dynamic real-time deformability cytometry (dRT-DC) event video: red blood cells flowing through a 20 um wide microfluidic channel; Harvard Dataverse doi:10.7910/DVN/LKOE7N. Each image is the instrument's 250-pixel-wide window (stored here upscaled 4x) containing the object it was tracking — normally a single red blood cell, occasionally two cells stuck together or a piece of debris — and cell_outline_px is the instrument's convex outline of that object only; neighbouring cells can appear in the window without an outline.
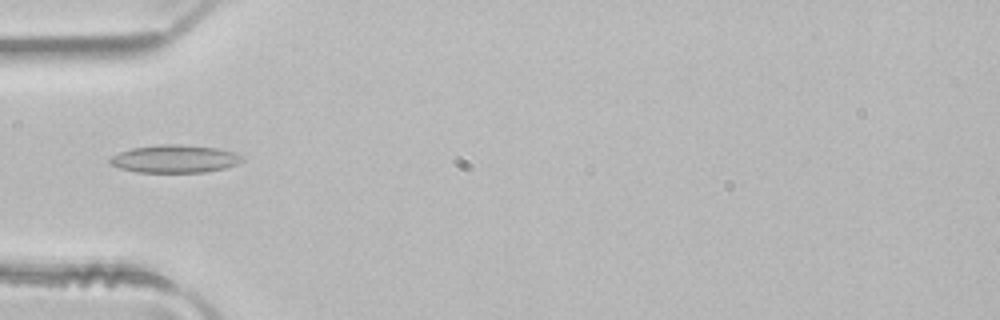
{"species": "common noctule bat (a hibernating species)", "species_latin": "Nyctalus noctula", "temperature_condition": "room temperature", "stored_images_in_passage": 4, "camera_frame_rate_fps": 3000, "um_per_image_px": 0.085, "animal": {"sex": "male", "body_mass_g": 21.5, "forearm_length_mm": 52.0}, "frame": {"image": 1, "passage_image": 4, "time_ms": 1.0, "image_size_px": [1000, 320], "cell_outline_px": [[244, 160], [236, 164], [224, 168], [204, 172], [136, 172], [120, 168], [112, 164], [108, 160], [112, 156], [120, 152], [132, 148], [160, 144], [180, 144], [216, 148], [236, 152], [244, 156]], "centroid_in_image_um": [14.88, 13.49], "position_along_channel_um": 70.1, "area_um2": 21.39}}